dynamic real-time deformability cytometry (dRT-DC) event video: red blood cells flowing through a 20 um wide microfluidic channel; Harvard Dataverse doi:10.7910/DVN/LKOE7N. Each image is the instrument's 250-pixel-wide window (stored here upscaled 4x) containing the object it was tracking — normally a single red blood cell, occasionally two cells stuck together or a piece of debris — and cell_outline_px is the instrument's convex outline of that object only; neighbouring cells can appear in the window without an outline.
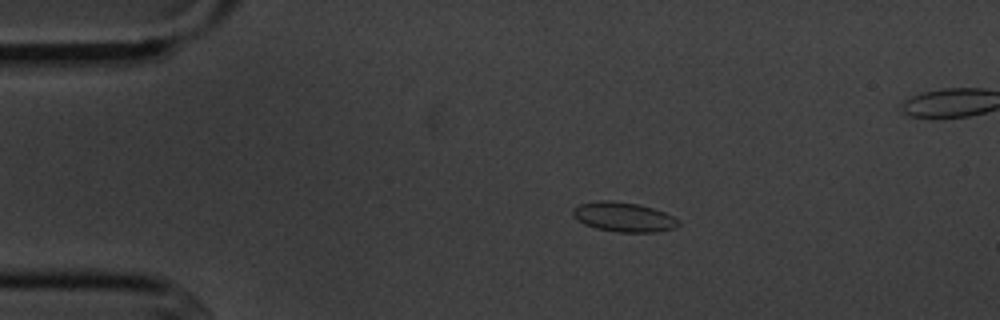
{"species": "common noctule bat (a hibernating species)", "species_latin": "Nyctalus noctula", "temperature_condition": "cold", "stored_images_in_passage": 6, "camera_frame_rate_fps": 3000, "um_per_image_px": 0.085, "animal": {"sex": "male", "body_mass_g": 20.1, "forearm_length_mm": 53.5}, "frame": {"image": 1, "passage_image": 2, "time_ms": 1.0, "image_size_px": [1000, 320], "cell_outline_px": [[680, 224], [676, 228], [656, 232], [616, 232], [596, 228], [584, 224], [572, 216], [572, 208], [580, 204], [600, 200], [612, 200], [636, 204], [652, 208], [664, 212], [680, 220]], "centroid_in_image_um": [53.0, 18.45], "position_along_channel_um": 32.0, "area_um2": 18.26}}
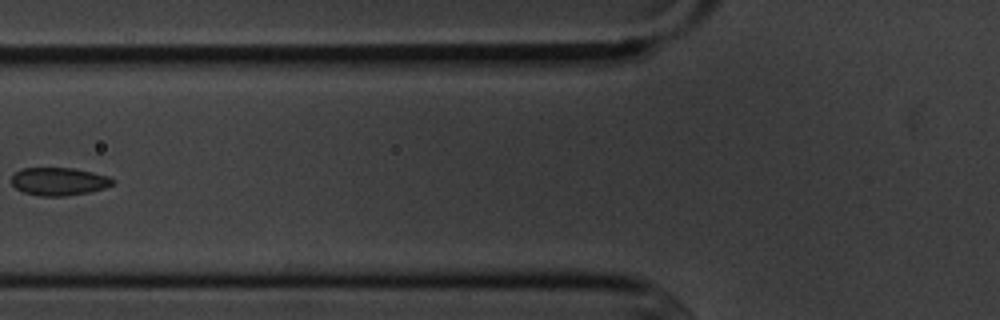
{"frame": {"image": 2, "passage_image": 5, "time_ms": 4.667, "image_size_px": [1000, 320], "cell_outline_px": [[116, 180], [112, 184], [104, 188], [88, 192], [68, 196], [40, 196], [24, 192], [16, 188], [12, 184], [12, 176], [16, 172], [24, 168], [72, 168], [92, 172], [108, 176]], "centroid_in_image_um": [5.02, 15.42], "position_along_channel_um": 120.8, "area_um2": 16.36}}
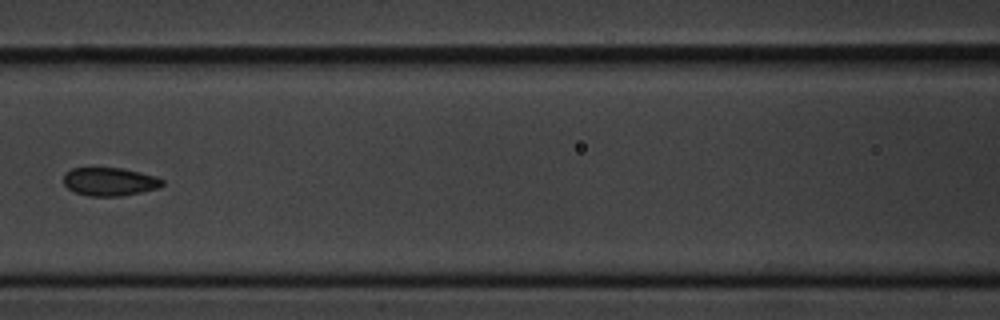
{"frame": {"image": 3, "passage_image": 6, "time_ms": 5.667, "image_size_px": [1000, 320], "cell_outline_px": [[164, 184], [160, 188], [120, 196], [88, 196], [76, 192], [68, 188], [64, 184], [64, 172], [72, 168], [120, 168], [140, 172], [156, 176], [164, 180]], "centroid_in_image_um": [9.33, 15.44], "position_along_channel_um": 157.3, "area_um2": 16.3}}